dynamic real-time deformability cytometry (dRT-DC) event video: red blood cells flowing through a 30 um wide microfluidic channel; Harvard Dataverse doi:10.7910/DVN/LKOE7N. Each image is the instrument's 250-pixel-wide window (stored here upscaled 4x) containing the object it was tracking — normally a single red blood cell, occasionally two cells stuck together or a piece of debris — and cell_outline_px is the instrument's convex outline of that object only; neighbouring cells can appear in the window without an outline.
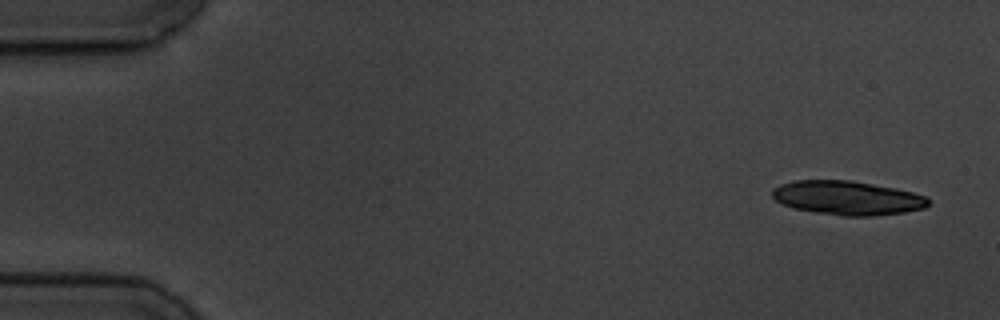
{"species": "common noctule bat (a hibernating species)", "species_latin": "Nyctalus noctula", "temperature_condition": "cold", "stored_images_in_passage": 6, "camera_frame_rate_fps": 3000, "um_per_image_px": 0.085, "animal": {"sex": "male", "body_mass_g": 19.5, "forearm_length_mm": 54.6}, "frame": {"image": 1, "passage_image": 1, "time_ms": 0.0, "image_size_px": [1000, 320], "cell_outline_px": [[928, 204], [924, 208], [904, 212], [872, 216], [844, 216], [816, 212], [792, 208], [776, 200], [772, 196], [772, 188], [780, 184], [792, 180], [852, 180], [896, 188], [912, 192], [924, 196], [928, 200]], "centroid_in_image_um": [71.99, 16.81], "position_along_channel_um": 13.0, "area_um2": 30.92}}